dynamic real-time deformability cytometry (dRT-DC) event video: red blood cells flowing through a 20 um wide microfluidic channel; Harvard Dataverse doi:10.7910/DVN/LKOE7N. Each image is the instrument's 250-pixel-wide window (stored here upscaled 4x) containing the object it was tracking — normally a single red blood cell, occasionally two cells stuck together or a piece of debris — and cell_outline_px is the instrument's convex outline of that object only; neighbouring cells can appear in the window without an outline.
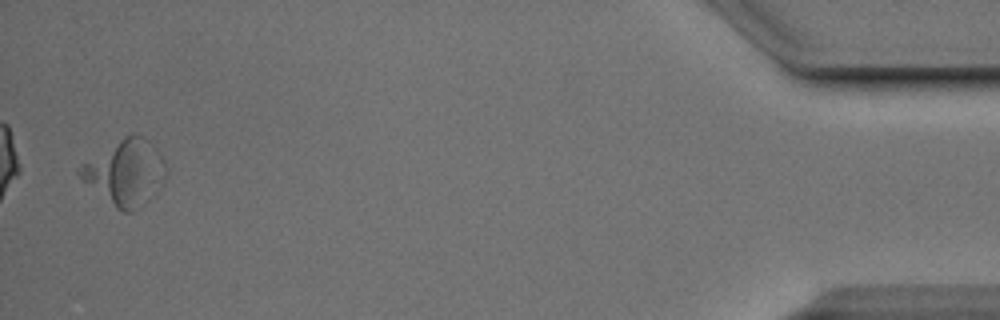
{"species": "Egyptian fruit bat (a non-hibernating species)", "species_latin": "Rousettus aegyptiacus", "temperature_condition": "cold", "stored_images_in_passage": 35, "camera_frame_rate_fps": 3000, "um_per_image_px": 0.085, "animal": {"sex": "male"}, "frame": {"image": 1, "passage_image": 34, "time_ms": 11.0, "image_size_px": [1000, 320], "cell_outline_px": [[164, 176], [148, 200], [140, 208], [132, 212], [124, 212], [116, 208], [84, 180], [76, 172], [84, 164], [124, 136], [144, 136], [156, 148], [164, 160]], "centroid_in_image_um": [10.68, 14.67], "position_along_channel_um": 424.5, "area_um2": 31.15}}